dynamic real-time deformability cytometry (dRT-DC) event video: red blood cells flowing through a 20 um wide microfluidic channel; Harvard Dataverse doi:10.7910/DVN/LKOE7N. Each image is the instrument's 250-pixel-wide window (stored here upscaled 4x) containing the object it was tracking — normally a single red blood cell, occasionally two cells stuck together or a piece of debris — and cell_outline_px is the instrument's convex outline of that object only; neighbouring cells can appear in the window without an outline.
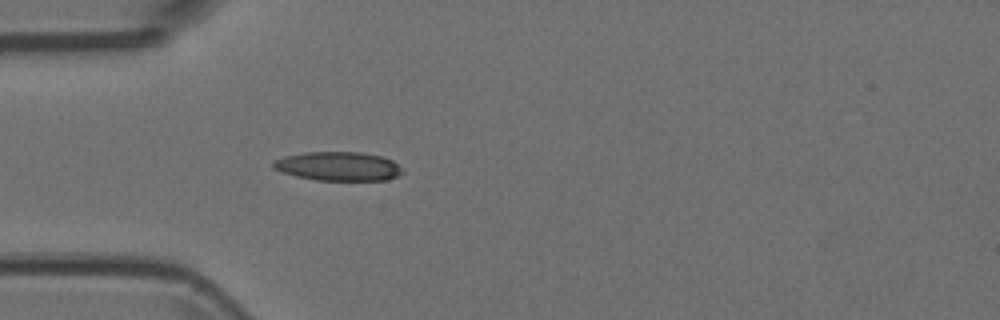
{"species": "Egyptian fruit bat (a non-hibernating species)", "species_latin": "Rousettus aegyptiacus", "temperature_condition": "room temperature", "stored_images_in_passage": 5, "camera_frame_rate_fps": 3000, "um_per_image_px": 0.085, "animal": {"sex": "female"}, "frame": {"image": 1, "passage_image": 5, "time_ms": 1.333, "image_size_px": [1000, 320], "cell_outline_px": [[404, 172], [388, 180], [316, 180], [296, 176], [280, 172], [272, 168], [272, 160], [284, 156], [304, 152], [360, 152], [384, 156], [392, 160]], "centroid_in_image_um": [28.71, 14.12], "position_along_channel_um": 56.3, "area_um2": 21.96}}